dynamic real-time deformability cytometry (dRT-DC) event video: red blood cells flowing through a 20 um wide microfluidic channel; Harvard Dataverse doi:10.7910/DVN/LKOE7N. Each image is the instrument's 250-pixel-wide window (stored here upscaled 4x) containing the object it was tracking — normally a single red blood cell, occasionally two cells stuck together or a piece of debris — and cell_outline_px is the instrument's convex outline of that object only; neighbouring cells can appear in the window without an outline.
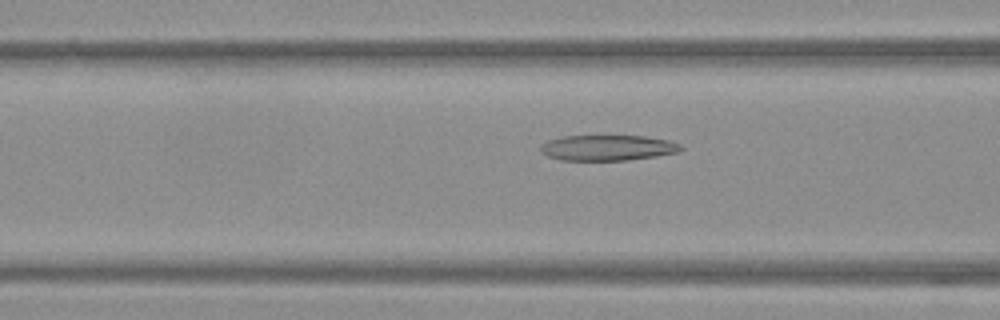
{"species": "Egyptian fruit bat (a non-hibernating species)", "species_latin": "Rousettus aegyptiacus", "temperature_condition": "warm", "stored_images_in_passage": 53, "camera_frame_rate_fps": 3000, "um_per_image_px": 0.085, "frame": {"image": 1, "passage_image": 21, "time_ms": 6.667, "image_size_px": [1000, 320], "cell_outline_px": [[684, 148], [676, 152], [656, 156], [628, 160], [560, 160], [548, 156], [540, 152], [540, 144], [548, 140], [564, 136], [644, 136], [668, 140], [680, 144]], "centroid_in_image_um": [51.62, 12.56], "position_along_channel_um": 115.0, "area_um2": 20.87}}
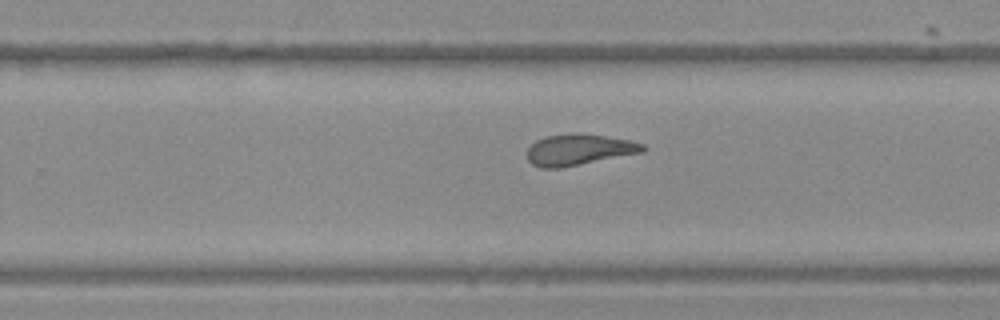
{"frame": {"image": 2, "passage_image": 34, "time_ms": 11.0, "image_size_px": [1000, 320], "cell_outline_px": [[648, 148], [644, 152], [560, 168], [540, 168], [532, 164], [528, 160], [528, 148], [536, 140], [544, 136], [572, 132], [576, 132], [604, 136], [628, 140], [644, 144]], "centroid_in_image_um": [49.2, 12.71], "position_along_channel_um": 280.6, "area_um2": 21.1}}
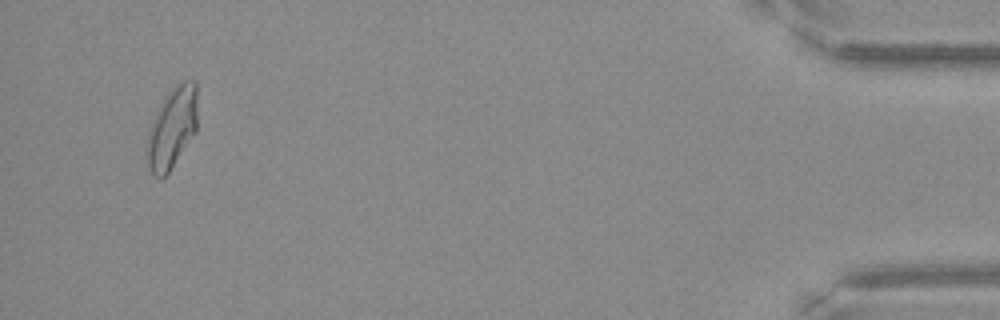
{"frame": {"image": 3, "passage_image": 51, "time_ms": 16.667, "image_size_px": [1000, 320], "cell_outline_px": [[196, 132], [168, 172], [160, 180], [152, 176], [148, 168], [144, 152], [148, 128], [164, 96], [180, 80], [196, 80]], "centroid_in_image_um": [14.57, 10.9], "position_along_channel_um": 420.6, "area_um2": 24.39}, "authors_computed_cell_mechanics": {"area_um2": 22.0796, "velocity_mm_per_s": 3.8184, "shape_relaxation_time_tau1_ms": null, "shape_relaxation_time_tau2_ms": 2.5753, "deformation_change_tau1": null, "deformation_change_tau2": 0.1129}}